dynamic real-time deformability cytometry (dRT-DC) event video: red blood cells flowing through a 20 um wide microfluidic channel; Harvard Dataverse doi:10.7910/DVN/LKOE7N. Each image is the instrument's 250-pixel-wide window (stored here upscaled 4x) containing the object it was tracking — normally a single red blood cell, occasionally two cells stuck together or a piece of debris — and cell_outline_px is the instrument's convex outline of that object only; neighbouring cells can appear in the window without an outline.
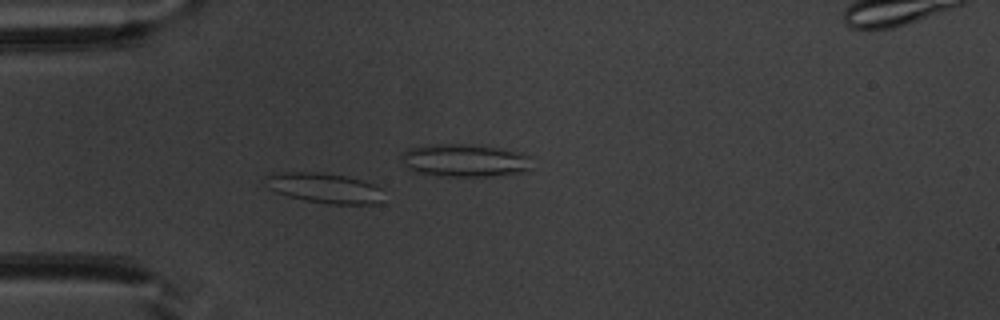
{"species": "common noctule bat (a hibernating species)", "species_latin": "Nyctalus noctula", "temperature_condition": "warm", "stored_images_in_passage": 39, "camera_frame_rate_fps": 3000, "um_per_image_px": 0.085, "animal": {"sex": "male", "body_mass_g": 20.1, "forearm_length_mm": 53.5}, "frame": {"image": 1, "passage_image": 2, "time_ms": 0.333, "image_size_px": [1000, 320], "cell_outline_px": [[384, 188], [380, 200], [376, 204], [332, 204], [304, 200], [288, 196], [276, 192], [268, 188], [264, 176], [284, 172], [324, 172], [344, 176], [376, 184]], "centroid_in_image_um": [27.6, 15.98], "position_along_channel_um": 57.4, "area_um2": 20.75}}
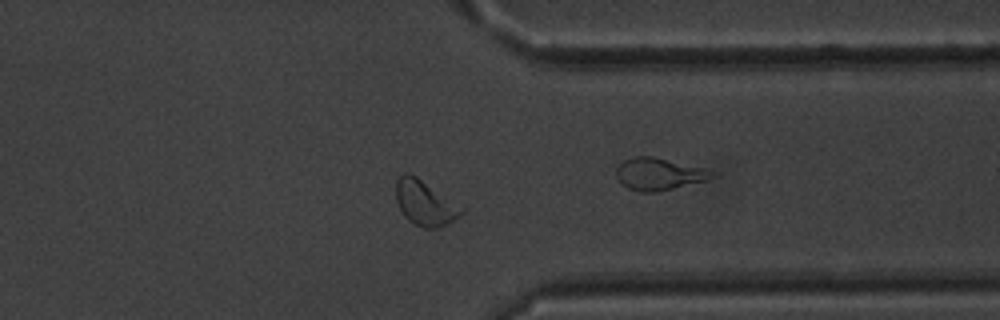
{"frame": {"image": 2, "passage_image": 27, "time_ms": 8.667, "image_size_px": [1000, 320], "cell_outline_px": [[468, 208], [460, 216], [436, 228], [424, 228], [408, 220], [404, 216], [396, 200], [396, 180], [404, 172], [408, 172], [416, 176]], "centroid_in_image_um": [36.16, 17.23], "position_along_channel_um": 375.2, "area_um2": 17.4}}
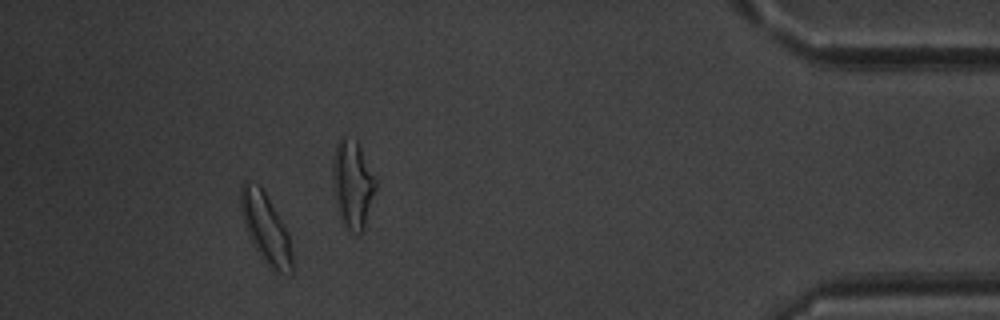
{"frame": {"image": 3, "passage_image": 34, "time_ms": 11.0, "image_size_px": [1000, 320], "cell_outline_px": [[292, 276], [288, 276], [276, 272], [268, 268], [260, 256], [244, 224], [240, 212], [240, 188], [244, 180], [260, 184], [288, 232], [292, 252]], "centroid_in_image_um": [22.59, 19.42], "position_along_channel_um": 412.6, "area_um2": 21.1}, "authors_computed_cell_mechanics": {"area_um2": 17.051, "velocity_mm_per_s": 3.9203, "shape_relaxation_time_tau1_ms": 5.8879, "shape_relaxation_time_tau2_ms": 2.2686, "deformation_change_tau1": 0.1438, "deformation_change_tau2": 0.0853}}